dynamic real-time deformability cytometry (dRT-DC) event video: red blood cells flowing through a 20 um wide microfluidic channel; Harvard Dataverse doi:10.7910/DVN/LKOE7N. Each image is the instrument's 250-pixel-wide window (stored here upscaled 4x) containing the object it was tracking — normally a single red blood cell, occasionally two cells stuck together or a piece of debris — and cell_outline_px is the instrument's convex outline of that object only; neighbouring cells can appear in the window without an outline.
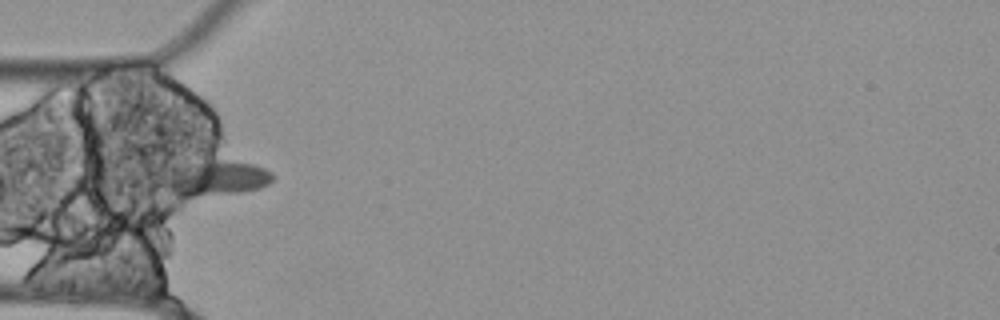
{"species": "Egyptian fruit bat (a non-hibernating species)", "species_latin": "Rousettus aegyptiacus", "temperature_condition": "cold", "stored_images_in_passage": 40, "camera_frame_rate_fps": 3000, "um_per_image_px": 0.085, "animal": {"sex": "female"}, "frame": {"image": 1, "passage_image": 1, "time_ms": 0.0, "image_size_px": [1000, 320], "cell_outline_px": [[276, 176], [268, 184], [260, 188], [240, 192], [192, 196], [180, 196], [148, 180], [148, 160], [224, 160], [252, 164], [264, 168], [272, 172]], "centroid_in_image_um": [17.62, 15.01], "position_along_channel_um": 67.4, "area_um2": 26.47}}
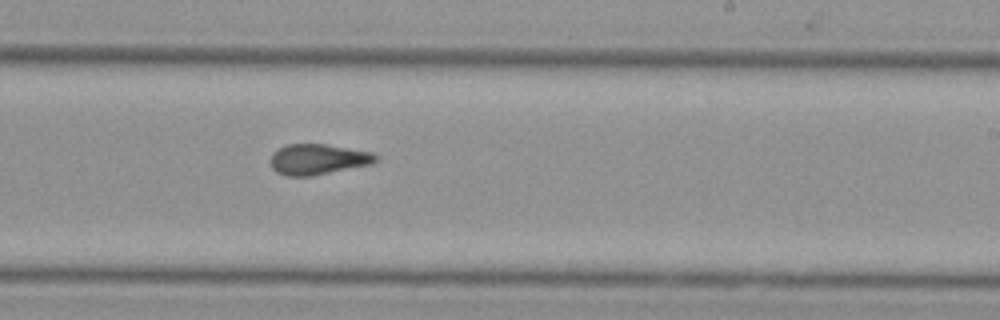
{"frame": {"image": 2, "passage_image": 17, "time_ms": 5.333, "image_size_px": [1000, 320], "cell_outline_px": [[380, 160], [372, 164], [312, 176], [284, 176], [276, 172], [272, 168], [272, 152], [288, 144], [324, 144], [372, 152], [380, 156]], "centroid_in_image_um": [27.07, 13.55], "position_along_channel_um": 261.9, "area_um2": 18.84}}
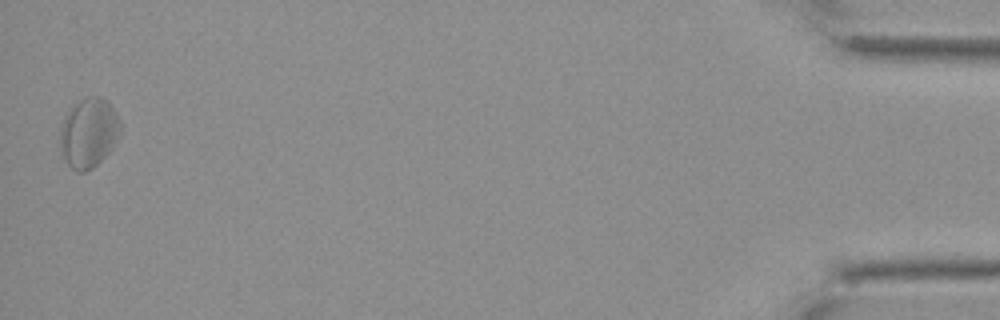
{"frame": {"image": 3, "passage_image": 39, "time_ms": 12.667, "image_size_px": [1000, 320], "cell_outline_px": [[120, 136], [108, 152], [92, 168], [84, 172], [80, 172], [72, 168], [68, 164], [60, 148], [60, 124], [68, 112], [84, 96], [100, 96], [108, 100], [116, 112], [120, 120]], "centroid_in_image_um": [7.55, 11.25], "position_along_channel_um": 427.6, "area_um2": 24.33}, "authors_computed_cell_mechanics": {"area_um2": 19.5364, "velocity_mm_per_s": 3.4918, "shape_relaxation_time_tau1_ms": null, "shape_relaxation_time_tau2_ms": 3.7907, "deformation_change_tau1": null, "deformation_change_tau2": 0.074}}